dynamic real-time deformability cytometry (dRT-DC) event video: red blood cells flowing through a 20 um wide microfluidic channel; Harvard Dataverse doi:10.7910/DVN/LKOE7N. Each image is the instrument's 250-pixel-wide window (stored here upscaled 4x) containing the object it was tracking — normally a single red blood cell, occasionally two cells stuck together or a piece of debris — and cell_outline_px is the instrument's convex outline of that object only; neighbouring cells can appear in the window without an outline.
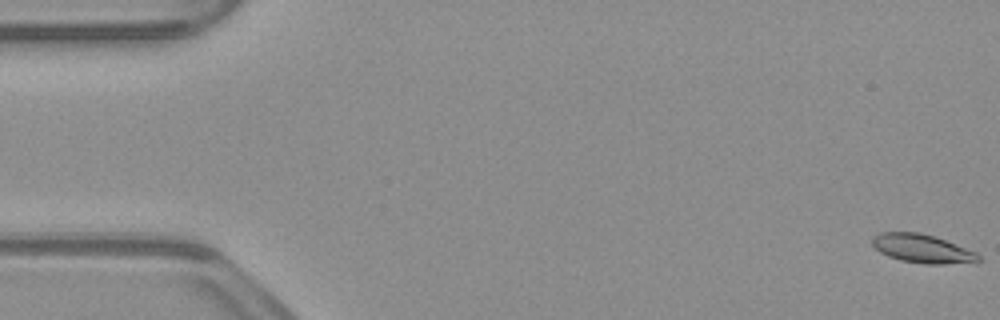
{"species": "common noctule bat (a hibernating species)", "species_latin": "Nyctalus noctula", "temperature_condition": "warm", "stored_images_in_passage": 54, "camera_frame_rate_fps": 3000, "um_per_image_px": 0.085, "animal": {"sex": "male", "body_mass_g": 23.1, "forearm_length_mm": 52.7}, "frame": {"image": 1, "passage_image": 1, "time_ms": 0.0, "image_size_px": [1000, 320], "cell_outline_px": [[980, 260], [976, 264], [924, 264], [900, 260], [888, 256], [880, 252], [872, 244], [872, 236], [880, 232], [920, 232], [936, 236], [976, 252], [980, 256]], "centroid_in_image_um": [78.44, 21.14], "position_along_channel_um": 6.6, "area_um2": 18.09}}
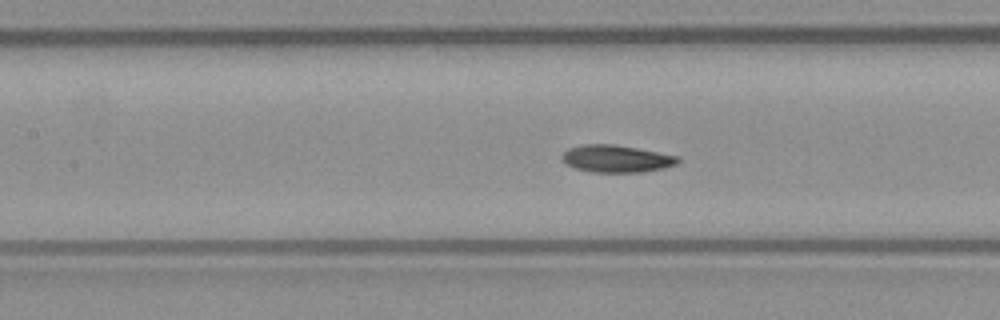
{"frame": {"image": 2, "passage_image": 24, "time_ms": 7.667, "image_size_px": [1000, 320], "cell_outline_px": [[680, 160], [676, 164], [664, 168], [644, 172], [592, 172], [576, 168], [560, 160], [560, 156], [568, 148], [584, 144], [616, 144], [680, 156]], "centroid_in_image_um": [52.4, 13.48], "position_along_channel_um": 155.0, "area_um2": 18.55}}
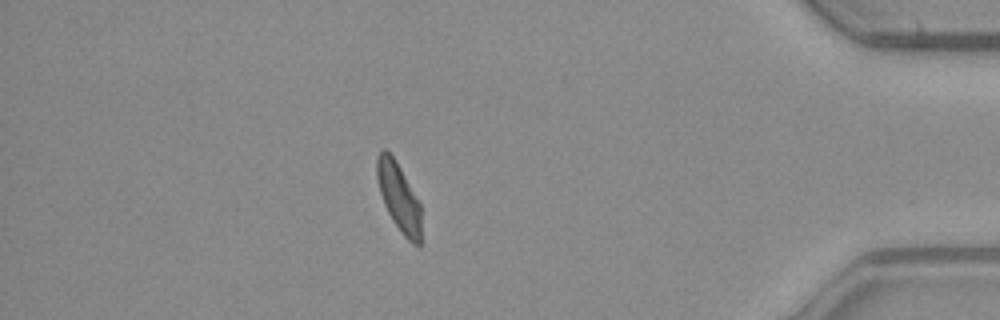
{"frame": {"image": 3, "passage_image": 47, "time_ms": 15.333, "image_size_px": [1000, 320], "cell_outline_px": [[420, 248], [412, 244], [400, 232], [392, 220], [384, 204], [380, 192], [376, 176], [376, 156], [380, 148], [384, 148], [392, 156], [400, 168], [420, 204]], "centroid_in_image_um": [33.87, 16.76], "position_along_channel_um": 401.3, "area_um2": 17.51}, "authors_computed_cell_mechanics": {"area_um2": 18.4671, "velocity_mm_per_s": 3.8401, "shape_relaxation_time_tau1_ms": 3.9684, "shape_relaxation_time_tau2_ms": 2.1304, "deformation_change_tau1": 0.1441, "deformation_change_tau2": 0.0716}}